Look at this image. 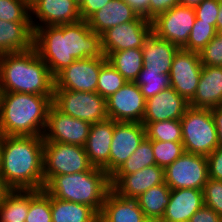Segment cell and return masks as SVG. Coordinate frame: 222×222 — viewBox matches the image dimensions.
<instances>
[{
  "label": "cell",
  "instance_id": "1",
  "mask_svg": "<svg viewBox=\"0 0 222 222\" xmlns=\"http://www.w3.org/2000/svg\"><path fill=\"white\" fill-rule=\"evenodd\" d=\"M33 47L54 77L77 59L104 56L101 35L84 20L35 28Z\"/></svg>",
  "mask_w": 222,
  "mask_h": 222
},
{
  "label": "cell",
  "instance_id": "2",
  "mask_svg": "<svg viewBox=\"0 0 222 222\" xmlns=\"http://www.w3.org/2000/svg\"><path fill=\"white\" fill-rule=\"evenodd\" d=\"M42 136H4L0 183L5 190H42Z\"/></svg>",
  "mask_w": 222,
  "mask_h": 222
},
{
  "label": "cell",
  "instance_id": "3",
  "mask_svg": "<svg viewBox=\"0 0 222 222\" xmlns=\"http://www.w3.org/2000/svg\"><path fill=\"white\" fill-rule=\"evenodd\" d=\"M55 78L34 47L0 55V92L53 96Z\"/></svg>",
  "mask_w": 222,
  "mask_h": 222
},
{
  "label": "cell",
  "instance_id": "4",
  "mask_svg": "<svg viewBox=\"0 0 222 222\" xmlns=\"http://www.w3.org/2000/svg\"><path fill=\"white\" fill-rule=\"evenodd\" d=\"M53 96L0 93V132L4 136H42Z\"/></svg>",
  "mask_w": 222,
  "mask_h": 222
},
{
  "label": "cell",
  "instance_id": "5",
  "mask_svg": "<svg viewBox=\"0 0 222 222\" xmlns=\"http://www.w3.org/2000/svg\"><path fill=\"white\" fill-rule=\"evenodd\" d=\"M49 195L84 204L101 213L107 194L112 189L110 176L102 169L52 176L43 188Z\"/></svg>",
  "mask_w": 222,
  "mask_h": 222
},
{
  "label": "cell",
  "instance_id": "6",
  "mask_svg": "<svg viewBox=\"0 0 222 222\" xmlns=\"http://www.w3.org/2000/svg\"><path fill=\"white\" fill-rule=\"evenodd\" d=\"M180 121L185 152L208 156L219 147L217 128L210 108L189 106Z\"/></svg>",
  "mask_w": 222,
  "mask_h": 222
},
{
  "label": "cell",
  "instance_id": "7",
  "mask_svg": "<svg viewBox=\"0 0 222 222\" xmlns=\"http://www.w3.org/2000/svg\"><path fill=\"white\" fill-rule=\"evenodd\" d=\"M93 167L84 147L62 142H44V184L52 176L89 171Z\"/></svg>",
  "mask_w": 222,
  "mask_h": 222
},
{
  "label": "cell",
  "instance_id": "8",
  "mask_svg": "<svg viewBox=\"0 0 222 222\" xmlns=\"http://www.w3.org/2000/svg\"><path fill=\"white\" fill-rule=\"evenodd\" d=\"M52 104L62 113L90 124L108 119L106 99L97 92L54 90Z\"/></svg>",
  "mask_w": 222,
  "mask_h": 222
},
{
  "label": "cell",
  "instance_id": "9",
  "mask_svg": "<svg viewBox=\"0 0 222 222\" xmlns=\"http://www.w3.org/2000/svg\"><path fill=\"white\" fill-rule=\"evenodd\" d=\"M164 174L170 189L203 190L209 179L207 156L184 152L164 169Z\"/></svg>",
  "mask_w": 222,
  "mask_h": 222
},
{
  "label": "cell",
  "instance_id": "10",
  "mask_svg": "<svg viewBox=\"0 0 222 222\" xmlns=\"http://www.w3.org/2000/svg\"><path fill=\"white\" fill-rule=\"evenodd\" d=\"M195 19L194 8L177 4L151 21L152 32L182 49L187 44Z\"/></svg>",
  "mask_w": 222,
  "mask_h": 222
},
{
  "label": "cell",
  "instance_id": "11",
  "mask_svg": "<svg viewBox=\"0 0 222 222\" xmlns=\"http://www.w3.org/2000/svg\"><path fill=\"white\" fill-rule=\"evenodd\" d=\"M106 61V56L75 60L54 77V90L97 92L100 69Z\"/></svg>",
  "mask_w": 222,
  "mask_h": 222
},
{
  "label": "cell",
  "instance_id": "12",
  "mask_svg": "<svg viewBox=\"0 0 222 222\" xmlns=\"http://www.w3.org/2000/svg\"><path fill=\"white\" fill-rule=\"evenodd\" d=\"M91 125L62 113L52 104L42 137L44 142H62L84 147Z\"/></svg>",
  "mask_w": 222,
  "mask_h": 222
},
{
  "label": "cell",
  "instance_id": "13",
  "mask_svg": "<svg viewBox=\"0 0 222 222\" xmlns=\"http://www.w3.org/2000/svg\"><path fill=\"white\" fill-rule=\"evenodd\" d=\"M152 33V22L143 17L112 27L101 35L104 56L111 52L142 48Z\"/></svg>",
  "mask_w": 222,
  "mask_h": 222
},
{
  "label": "cell",
  "instance_id": "14",
  "mask_svg": "<svg viewBox=\"0 0 222 222\" xmlns=\"http://www.w3.org/2000/svg\"><path fill=\"white\" fill-rule=\"evenodd\" d=\"M202 68L199 53L179 49L169 72L170 87L189 102L197 91Z\"/></svg>",
  "mask_w": 222,
  "mask_h": 222
},
{
  "label": "cell",
  "instance_id": "15",
  "mask_svg": "<svg viewBox=\"0 0 222 222\" xmlns=\"http://www.w3.org/2000/svg\"><path fill=\"white\" fill-rule=\"evenodd\" d=\"M146 99L135 82H127L106 99L109 119L121 122L142 123Z\"/></svg>",
  "mask_w": 222,
  "mask_h": 222
},
{
  "label": "cell",
  "instance_id": "16",
  "mask_svg": "<svg viewBox=\"0 0 222 222\" xmlns=\"http://www.w3.org/2000/svg\"><path fill=\"white\" fill-rule=\"evenodd\" d=\"M32 15H35L40 23L36 22ZM80 20L79 5L74 0L30 1V21L33 30L37 27L71 24Z\"/></svg>",
  "mask_w": 222,
  "mask_h": 222
},
{
  "label": "cell",
  "instance_id": "17",
  "mask_svg": "<svg viewBox=\"0 0 222 222\" xmlns=\"http://www.w3.org/2000/svg\"><path fill=\"white\" fill-rule=\"evenodd\" d=\"M145 138L146 129L142 123L114 121L110 176L135 152Z\"/></svg>",
  "mask_w": 222,
  "mask_h": 222
},
{
  "label": "cell",
  "instance_id": "18",
  "mask_svg": "<svg viewBox=\"0 0 222 222\" xmlns=\"http://www.w3.org/2000/svg\"><path fill=\"white\" fill-rule=\"evenodd\" d=\"M112 190L121 197L137 199L148 189L165 182L164 168L152 165L133 174L110 176Z\"/></svg>",
  "mask_w": 222,
  "mask_h": 222
},
{
  "label": "cell",
  "instance_id": "19",
  "mask_svg": "<svg viewBox=\"0 0 222 222\" xmlns=\"http://www.w3.org/2000/svg\"><path fill=\"white\" fill-rule=\"evenodd\" d=\"M188 107L189 102L172 87H168L146 100L142 122L180 120Z\"/></svg>",
  "mask_w": 222,
  "mask_h": 222
},
{
  "label": "cell",
  "instance_id": "20",
  "mask_svg": "<svg viewBox=\"0 0 222 222\" xmlns=\"http://www.w3.org/2000/svg\"><path fill=\"white\" fill-rule=\"evenodd\" d=\"M114 133V120L107 119L91 125L84 149L90 163L102 168L110 176V148Z\"/></svg>",
  "mask_w": 222,
  "mask_h": 222
},
{
  "label": "cell",
  "instance_id": "21",
  "mask_svg": "<svg viewBox=\"0 0 222 222\" xmlns=\"http://www.w3.org/2000/svg\"><path fill=\"white\" fill-rule=\"evenodd\" d=\"M222 105V66L203 65L194 97L189 106L214 108Z\"/></svg>",
  "mask_w": 222,
  "mask_h": 222
},
{
  "label": "cell",
  "instance_id": "22",
  "mask_svg": "<svg viewBox=\"0 0 222 222\" xmlns=\"http://www.w3.org/2000/svg\"><path fill=\"white\" fill-rule=\"evenodd\" d=\"M204 206L203 191L198 189H171L162 222H184Z\"/></svg>",
  "mask_w": 222,
  "mask_h": 222
},
{
  "label": "cell",
  "instance_id": "23",
  "mask_svg": "<svg viewBox=\"0 0 222 222\" xmlns=\"http://www.w3.org/2000/svg\"><path fill=\"white\" fill-rule=\"evenodd\" d=\"M180 48L167 40L158 38L153 32L142 47L143 68L159 74H169L173 58Z\"/></svg>",
  "mask_w": 222,
  "mask_h": 222
},
{
  "label": "cell",
  "instance_id": "24",
  "mask_svg": "<svg viewBox=\"0 0 222 222\" xmlns=\"http://www.w3.org/2000/svg\"><path fill=\"white\" fill-rule=\"evenodd\" d=\"M145 218L137 199L121 197L112 189L99 214V222H142Z\"/></svg>",
  "mask_w": 222,
  "mask_h": 222
},
{
  "label": "cell",
  "instance_id": "25",
  "mask_svg": "<svg viewBox=\"0 0 222 222\" xmlns=\"http://www.w3.org/2000/svg\"><path fill=\"white\" fill-rule=\"evenodd\" d=\"M137 17L138 15L124 0H111L94 13L87 22L94 32L102 35L108 29L134 21Z\"/></svg>",
  "mask_w": 222,
  "mask_h": 222
},
{
  "label": "cell",
  "instance_id": "26",
  "mask_svg": "<svg viewBox=\"0 0 222 222\" xmlns=\"http://www.w3.org/2000/svg\"><path fill=\"white\" fill-rule=\"evenodd\" d=\"M33 38L34 30L31 22L0 20V55L31 49Z\"/></svg>",
  "mask_w": 222,
  "mask_h": 222
},
{
  "label": "cell",
  "instance_id": "27",
  "mask_svg": "<svg viewBox=\"0 0 222 222\" xmlns=\"http://www.w3.org/2000/svg\"><path fill=\"white\" fill-rule=\"evenodd\" d=\"M52 222H99V214L90 206L51 196Z\"/></svg>",
  "mask_w": 222,
  "mask_h": 222
},
{
  "label": "cell",
  "instance_id": "28",
  "mask_svg": "<svg viewBox=\"0 0 222 222\" xmlns=\"http://www.w3.org/2000/svg\"><path fill=\"white\" fill-rule=\"evenodd\" d=\"M30 190H4L0 197V222H25Z\"/></svg>",
  "mask_w": 222,
  "mask_h": 222
},
{
  "label": "cell",
  "instance_id": "29",
  "mask_svg": "<svg viewBox=\"0 0 222 222\" xmlns=\"http://www.w3.org/2000/svg\"><path fill=\"white\" fill-rule=\"evenodd\" d=\"M106 58L127 82H135L143 68L142 48L111 52Z\"/></svg>",
  "mask_w": 222,
  "mask_h": 222
},
{
  "label": "cell",
  "instance_id": "30",
  "mask_svg": "<svg viewBox=\"0 0 222 222\" xmlns=\"http://www.w3.org/2000/svg\"><path fill=\"white\" fill-rule=\"evenodd\" d=\"M171 189L163 184L148 189L137 198V202L146 218L162 219L170 200Z\"/></svg>",
  "mask_w": 222,
  "mask_h": 222
},
{
  "label": "cell",
  "instance_id": "31",
  "mask_svg": "<svg viewBox=\"0 0 222 222\" xmlns=\"http://www.w3.org/2000/svg\"><path fill=\"white\" fill-rule=\"evenodd\" d=\"M152 165H156L152 140L146 137L135 152L111 176L133 174Z\"/></svg>",
  "mask_w": 222,
  "mask_h": 222
},
{
  "label": "cell",
  "instance_id": "32",
  "mask_svg": "<svg viewBox=\"0 0 222 222\" xmlns=\"http://www.w3.org/2000/svg\"><path fill=\"white\" fill-rule=\"evenodd\" d=\"M146 129V137L152 141L182 142L180 120L142 122Z\"/></svg>",
  "mask_w": 222,
  "mask_h": 222
},
{
  "label": "cell",
  "instance_id": "33",
  "mask_svg": "<svg viewBox=\"0 0 222 222\" xmlns=\"http://www.w3.org/2000/svg\"><path fill=\"white\" fill-rule=\"evenodd\" d=\"M25 222H52L51 195L44 189L30 190V207Z\"/></svg>",
  "mask_w": 222,
  "mask_h": 222
},
{
  "label": "cell",
  "instance_id": "34",
  "mask_svg": "<svg viewBox=\"0 0 222 222\" xmlns=\"http://www.w3.org/2000/svg\"><path fill=\"white\" fill-rule=\"evenodd\" d=\"M126 83L127 80L111 65L109 61H106L102 65L98 76L97 93L107 99Z\"/></svg>",
  "mask_w": 222,
  "mask_h": 222
},
{
  "label": "cell",
  "instance_id": "35",
  "mask_svg": "<svg viewBox=\"0 0 222 222\" xmlns=\"http://www.w3.org/2000/svg\"><path fill=\"white\" fill-rule=\"evenodd\" d=\"M135 83L140 87L141 93L147 100L162 90L170 87V76L169 74H159L154 71H146L142 68Z\"/></svg>",
  "mask_w": 222,
  "mask_h": 222
},
{
  "label": "cell",
  "instance_id": "36",
  "mask_svg": "<svg viewBox=\"0 0 222 222\" xmlns=\"http://www.w3.org/2000/svg\"><path fill=\"white\" fill-rule=\"evenodd\" d=\"M216 34L217 31L213 25L200 22V20L196 18L187 44L182 49L200 53Z\"/></svg>",
  "mask_w": 222,
  "mask_h": 222
},
{
  "label": "cell",
  "instance_id": "37",
  "mask_svg": "<svg viewBox=\"0 0 222 222\" xmlns=\"http://www.w3.org/2000/svg\"><path fill=\"white\" fill-rule=\"evenodd\" d=\"M0 20L8 22H31L28 0H0Z\"/></svg>",
  "mask_w": 222,
  "mask_h": 222
},
{
  "label": "cell",
  "instance_id": "38",
  "mask_svg": "<svg viewBox=\"0 0 222 222\" xmlns=\"http://www.w3.org/2000/svg\"><path fill=\"white\" fill-rule=\"evenodd\" d=\"M152 148L156 165L164 169L185 152L182 142L152 141Z\"/></svg>",
  "mask_w": 222,
  "mask_h": 222
},
{
  "label": "cell",
  "instance_id": "39",
  "mask_svg": "<svg viewBox=\"0 0 222 222\" xmlns=\"http://www.w3.org/2000/svg\"><path fill=\"white\" fill-rule=\"evenodd\" d=\"M202 191L204 205L222 218V181L209 178Z\"/></svg>",
  "mask_w": 222,
  "mask_h": 222
},
{
  "label": "cell",
  "instance_id": "40",
  "mask_svg": "<svg viewBox=\"0 0 222 222\" xmlns=\"http://www.w3.org/2000/svg\"><path fill=\"white\" fill-rule=\"evenodd\" d=\"M202 65L222 66V33L216 36L199 53Z\"/></svg>",
  "mask_w": 222,
  "mask_h": 222
},
{
  "label": "cell",
  "instance_id": "41",
  "mask_svg": "<svg viewBox=\"0 0 222 222\" xmlns=\"http://www.w3.org/2000/svg\"><path fill=\"white\" fill-rule=\"evenodd\" d=\"M220 0H203L195 7L196 18L216 28Z\"/></svg>",
  "mask_w": 222,
  "mask_h": 222
},
{
  "label": "cell",
  "instance_id": "42",
  "mask_svg": "<svg viewBox=\"0 0 222 222\" xmlns=\"http://www.w3.org/2000/svg\"><path fill=\"white\" fill-rule=\"evenodd\" d=\"M209 178L222 181V146L207 156Z\"/></svg>",
  "mask_w": 222,
  "mask_h": 222
},
{
  "label": "cell",
  "instance_id": "43",
  "mask_svg": "<svg viewBox=\"0 0 222 222\" xmlns=\"http://www.w3.org/2000/svg\"><path fill=\"white\" fill-rule=\"evenodd\" d=\"M111 0H84L79 6L80 19L87 21L94 13L102 9Z\"/></svg>",
  "mask_w": 222,
  "mask_h": 222
},
{
  "label": "cell",
  "instance_id": "44",
  "mask_svg": "<svg viewBox=\"0 0 222 222\" xmlns=\"http://www.w3.org/2000/svg\"><path fill=\"white\" fill-rule=\"evenodd\" d=\"M179 4V0H150L149 21Z\"/></svg>",
  "mask_w": 222,
  "mask_h": 222
},
{
  "label": "cell",
  "instance_id": "45",
  "mask_svg": "<svg viewBox=\"0 0 222 222\" xmlns=\"http://www.w3.org/2000/svg\"><path fill=\"white\" fill-rule=\"evenodd\" d=\"M190 222H222V218L213 209L204 205L191 216Z\"/></svg>",
  "mask_w": 222,
  "mask_h": 222
},
{
  "label": "cell",
  "instance_id": "46",
  "mask_svg": "<svg viewBox=\"0 0 222 222\" xmlns=\"http://www.w3.org/2000/svg\"><path fill=\"white\" fill-rule=\"evenodd\" d=\"M139 16L149 20L150 0H124Z\"/></svg>",
  "mask_w": 222,
  "mask_h": 222
},
{
  "label": "cell",
  "instance_id": "47",
  "mask_svg": "<svg viewBox=\"0 0 222 222\" xmlns=\"http://www.w3.org/2000/svg\"><path fill=\"white\" fill-rule=\"evenodd\" d=\"M211 111L217 128L219 146H222V105L211 108Z\"/></svg>",
  "mask_w": 222,
  "mask_h": 222
},
{
  "label": "cell",
  "instance_id": "48",
  "mask_svg": "<svg viewBox=\"0 0 222 222\" xmlns=\"http://www.w3.org/2000/svg\"><path fill=\"white\" fill-rule=\"evenodd\" d=\"M216 31L222 33V0H220L219 13L216 21Z\"/></svg>",
  "mask_w": 222,
  "mask_h": 222
},
{
  "label": "cell",
  "instance_id": "49",
  "mask_svg": "<svg viewBox=\"0 0 222 222\" xmlns=\"http://www.w3.org/2000/svg\"><path fill=\"white\" fill-rule=\"evenodd\" d=\"M203 0H179V4L195 8L197 7Z\"/></svg>",
  "mask_w": 222,
  "mask_h": 222
},
{
  "label": "cell",
  "instance_id": "50",
  "mask_svg": "<svg viewBox=\"0 0 222 222\" xmlns=\"http://www.w3.org/2000/svg\"><path fill=\"white\" fill-rule=\"evenodd\" d=\"M4 135L0 132V165H1V157H2V144H3Z\"/></svg>",
  "mask_w": 222,
  "mask_h": 222
},
{
  "label": "cell",
  "instance_id": "51",
  "mask_svg": "<svg viewBox=\"0 0 222 222\" xmlns=\"http://www.w3.org/2000/svg\"><path fill=\"white\" fill-rule=\"evenodd\" d=\"M142 222H162V220L158 218H145Z\"/></svg>",
  "mask_w": 222,
  "mask_h": 222
},
{
  "label": "cell",
  "instance_id": "52",
  "mask_svg": "<svg viewBox=\"0 0 222 222\" xmlns=\"http://www.w3.org/2000/svg\"><path fill=\"white\" fill-rule=\"evenodd\" d=\"M74 1L80 6L84 0H74Z\"/></svg>",
  "mask_w": 222,
  "mask_h": 222
},
{
  "label": "cell",
  "instance_id": "53",
  "mask_svg": "<svg viewBox=\"0 0 222 222\" xmlns=\"http://www.w3.org/2000/svg\"><path fill=\"white\" fill-rule=\"evenodd\" d=\"M4 190H5V189L2 187V185H1V183H0V197H1V195H2V193H3Z\"/></svg>",
  "mask_w": 222,
  "mask_h": 222
}]
</instances>
